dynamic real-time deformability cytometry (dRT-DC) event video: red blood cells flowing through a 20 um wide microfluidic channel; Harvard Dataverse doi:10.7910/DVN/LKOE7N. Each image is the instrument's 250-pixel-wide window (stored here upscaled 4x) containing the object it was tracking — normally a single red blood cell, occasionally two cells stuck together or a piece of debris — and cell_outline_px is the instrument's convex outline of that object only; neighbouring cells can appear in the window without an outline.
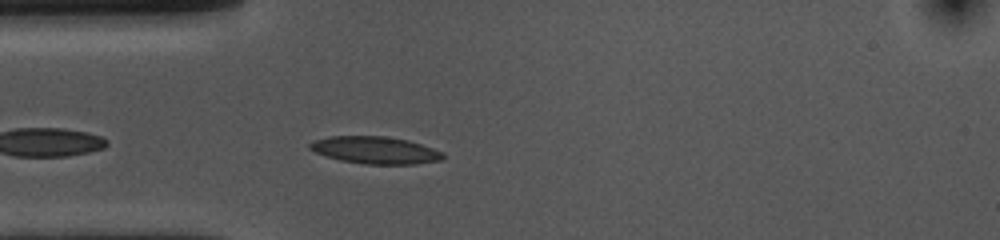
{"species": "common noctule bat (a hibernating species)", "species_latin": "Nyctalus noctula", "temperature_condition": "cold", "stored_images_in_passage": 28, "camera_frame_rate_fps": 3000, "um_per_image_px": 0.085, "animal": {"sex": "female", "body_mass_g": 10.0, "forearm_length_mm": 53.1}, "frame": {"image": 1, "passage_image": 4, "time_ms": 1.0, "image_size_px": [1000, 240], "cell_outline_px": [[444, 156], [440, 160], [416, 164], [364, 164], [340, 160], [324, 156], [308, 148], [308, 144], [312, 140], [328, 136], [384, 136], [408, 140], [444, 152]], "centroid_in_image_um": [31.85, 12.76], "position_along_channel_um": 53.2, "area_um2": 21.21}}
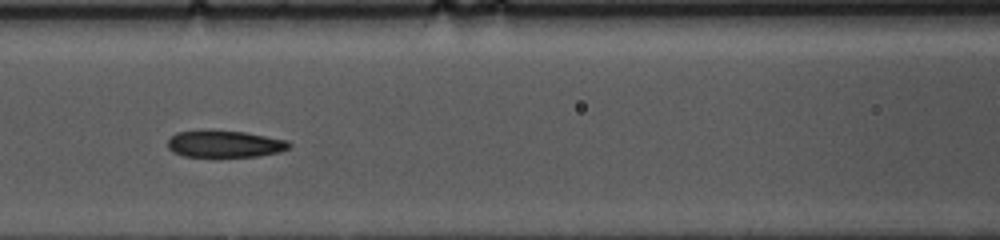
{"frame": {"image": 2, "passage_image": 12, "time_ms": 3.667, "image_size_px": [1000, 240], "cell_outline_px": [[292, 148], [280, 152], [256, 156], [184, 156], [168, 148], [168, 140], [176, 132], [212, 128], [244, 132], [288, 140], [292, 144]], "centroid_in_image_um": [19.13, 12.2], "position_along_channel_um": 147.5, "area_um2": 19.36}}
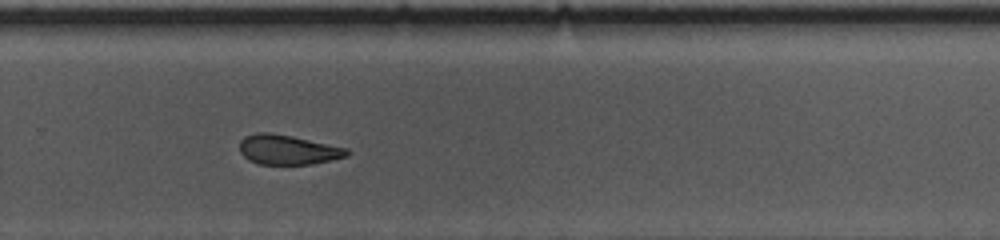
{"frame": {"image": 3, "passage_image": 25, "time_ms": 8.0, "image_size_px": [1000, 240], "cell_outline_px": [[352, 152], [348, 156], [312, 164], [260, 164], [248, 160], [240, 152], [240, 140], [244, 136], [256, 132], [268, 132], [292, 136], [348, 148]], "centroid_in_image_um": [24.47, 12.72], "position_along_channel_um": 305.3, "area_um2": 18.67}}